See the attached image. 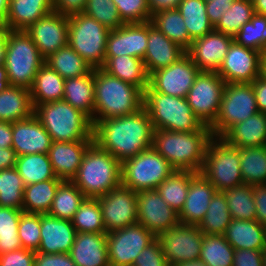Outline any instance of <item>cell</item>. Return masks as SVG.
Here are the masks:
<instances>
[{
  "label": "cell",
  "mask_w": 266,
  "mask_h": 266,
  "mask_svg": "<svg viewBox=\"0 0 266 266\" xmlns=\"http://www.w3.org/2000/svg\"><path fill=\"white\" fill-rule=\"evenodd\" d=\"M133 266H169L157 239L140 252Z\"/></svg>",
  "instance_id": "cell-54"
},
{
  "label": "cell",
  "mask_w": 266,
  "mask_h": 266,
  "mask_svg": "<svg viewBox=\"0 0 266 266\" xmlns=\"http://www.w3.org/2000/svg\"><path fill=\"white\" fill-rule=\"evenodd\" d=\"M45 59L24 30H11L7 43L4 67L10 86L30 89Z\"/></svg>",
  "instance_id": "cell-7"
},
{
  "label": "cell",
  "mask_w": 266,
  "mask_h": 266,
  "mask_svg": "<svg viewBox=\"0 0 266 266\" xmlns=\"http://www.w3.org/2000/svg\"><path fill=\"white\" fill-rule=\"evenodd\" d=\"M153 131L143 107L129 115L97 121L93 125V140L122 163L152 147Z\"/></svg>",
  "instance_id": "cell-1"
},
{
  "label": "cell",
  "mask_w": 266,
  "mask_h": 266,
  "mask_svg": "<svg viewBox=\"0 0 266 266\" xmlns=\"http://www.w3.org/2000/svg\"><path fill=\"white\" fill-rule=\"evenodd\" d=\"M215 193L214 185L201 172H197L191 178L186 201L178 214L180 223L198 226Z\"/></svg>",
  "instance_id": "cell-24"
},
{
  "label": "cell",
  "mask_w": 266,
  "mask_h": 266,
  "mask_svg": "<svg viewBox=\"0 0 266 266\" xmlns=\"http://www.w3.org/2000/svg\"><path fill=\"white\" fill-rule=\"evenodd\" d=\"M94 99V69L82 77L65 79L63 100L82 111L91 120L94 116Z\"/></svg>",
  "instance_id": "cell-33"
},
{
  "label": "cell",
  "mask_w": 266,
  "mask_h": 266,
  "mask_svg": "<svg viewBox=\"0 0 266 266\" xmlns=\"http://www.w3.org/2000/svg\"><path fill=\"white\" fill-rule=\"evenodd\" d=\"M254 12L266 16V0H252Z\"/></svg>",
  "instance_id": "cell-67"
},
{
  "label": "cell",
  "mask_w": 266,
  "mask_h": 266,
  "mask_svg": "<svg viewBox=\"0 0 266 266\" xmlns=\"http://www.w3.org/2000/svg\"><path fill=\"white\" fill-rule=\"evenodd\" d=\"M201 173L219 192L243 185L240 150L222 137L212 136L207 144Z\"/></svg>",
  "instance_id": "cell-8"
},
{
  "label": "cell",
  "mask_w": 266,
  "mask_h": 266,
  "mask_svg": "<svg viewBox=\"0 0 266 266\" xmlns=\"http://www.w3.org/2000/svg\"><path fill=\"white\" fill-rule=\"evenodd\" d=\"M244 184L266 183V145L238 148Z\"/></svg>",
  "instance_id": "cell-42"
},
{
  "label": "cell",
  "mask_w": 266,
  "mask_h": 266,
  "mask_svg": "<svg viewBox=\"0 0 266 266\" xmlns=\"http://www.w3.org/2000/svg\"><path fill=\"white\" fill-rule=\"evenodd\" d=\"M86 198L71 180H62L48 215L59 219L72 220L79 206Z\"/></svg>",
  "instance_id": "cell-38"
},
{
  "label": "cell",
  "mask_w": 266,
  "mask_h": 266,
  "mask_svg": "<svg viewBox=\"0 0 266 266\" xmlns=\"http://www.w3.org/2000/svg\"><path fill=\"white\" fill-rule=\"evenodd\" d=\"M234 37L213 30L192 41L186 51L200 71L217 72Z\"/></svg>",
  "instance_id": "cell-20"
},
{
  "label": "cell",
  "mask_w": 266,
  "mask_h": 266,
  "mask_svg": "<svg viewBox=\"0 0 266 266\" xmlns=\"http://www.w3.org/2000/svg\"><path fill=\"white\" fill-rule=\"evenodd\" d=\"M255 14L252 0H235L214 30L234 37L240 28Z\"/></svg>",
  "instance_id": "cell-46"
},
{
  "label": "cell",
  "mask_w": 266,
  "mask_h": 266,
  "mask_svg": "<svg viewBox=\"0 0 266 266\" xmlns=\"http://www.w3.org/2000/svg\"><path fill=\"white\" fill-rule=\"evenodd\" d=\"M93 142L94 140L52 141L48 155L55 176L62 180H72L77 174L85 152Z\"/></svg>",
  "instance_id": "cell-25"
},
{
  "label": "cell",
  "mask_w": 266,
  "mask_h": 266,
  "mask_svg": "<svg viewBox=\"0 0 266 266\" xmlns=\"http://www.w3.org/2000/svg\"><path fill=\"white\" fill-rule=\"evenodd\" d=\"M263 251L240 249L235 250L233 266H263Z\"/></svg>",
  "instance_id": "cell-57"
},
{
  "label": "cell",
  "mask_w": 266,
  "mask_h": 266,
  "mask_svg": "<svg viewBox=\"0 0 266 266\" xmlns=\"http://www.w3.org/2000/svg\"><path fill=\"white\" fill-rule=\"evenodd\" d=\"M235 0H207L206 14L213 27L219 22L223 14L227 12Z\"/></svg>",
  "instance_id": "cell-58"
},
{
  "label": "cell",
  "mask_w": 266,
  "mask_h": 266,
  "mask_svg": "<svg viewBox=\"0 0 266 266\" xmlns=\"http://www.w3.org/2000/svg\"><path fill=\"white\" fill-rule=\"evenodd\" d=\"M258 112L266 113V80L258 76L252 83Z\"/></svg>",
  "instance_id": "cell-61"
},
{
  "label": "cell",
  "mask_w": 266,
  "mask_h": 266,
  "mask_svg": "<svg viewBox=\"0 0 266 266\" xmlns=\"http://www.w3.org/2000/svg\"><path fill=\"white\" fill-rule=\"evenodd\" d=\"M94 86L92 125L97 121L129 115L143 108L144 92L139 87L108 74L102 68L94 69Z\"/></svg>",
  "instance_id": "cell-3"
},
{
  "label": "cell",
  "mask_w": 266,
  "mask_h": 266,
  "mask_svg": "<svg viewBox=\"0 0 266 266\" xmlns=\"http://www.w3.org/2000/svg\"><path fill=\"white\" fill-rule=\"evenodd\" d=\"M224 236L235 250L266 248V227L256 220L232 219Z\"/></svg>",
  "instance_id": "cell-29"
},
{
  "label": "cell",
  "mask_w": 266,
  "mask_h": 266,
  "mask_svg": "<svg viewBox=\"0 0 266 266\" xmlns=\"http://www.w3.org/2000/svg\"><path fill=\"white\" fill-rule=\"evenodd\" d=\"M234 41L246 48L266 53V16L254 14L234 36Z\"/></svg>",
  "instance_id": "cell-50"
},
{
  "label": "cell",
  "mask_w": 266,
  "mask_h": 266,
  "mask_svg": "<svg viewBox=\"0 0 266 266\" xmlns=\"http://www.w3.org/2000/svg\"><path fill=\"white\" fill-rule=\"evenodd\" d=\"M33 114L51 136L52 141L93 140L91 119L65 100L37 105Z\"/></svg>",
  "instance_id": "cell-5"
},
{
  "label": "cell",
  "mask_w": 266,
  "mask_h": 266,
  "mask_svg": "<svg viewBox=\"0 0 266 266\" xmlns=\"http://www.w3.org/2000/svg\"><path fill=\"white\" fill-rule=\"evenodd\" d=\"M186 54L178 44L168 39L148 21L147 49L143 58L148 75L168 67Z\"/></svg>",
  "instance_id": "cell-23"
},
{
  "label": "cell",
  "mask_w": 266,
  "mask_h": 266,
  "mask_svg": "<svg viewBox=\"0 0 266 266\" xmlns=\"http://www.w3.org/2000/svg\"><path fill=\"white\" fill-rule=\"evenodd\" d=\"M87 0H52L53 11L59 14L70 16L83 13Z\"/></svg>",
  "instance_id": "cell-60"
},
{
  "label": "cell",
  "mask_w": 266,
  "mask_h": 266,
  "mask_svg": "<svg viewBox=\"0 0 266 266\" xmlns=\"http://www.w3.org/2000/svg\"><path fill=\"white\" fill-rule=\"evenodd\" d=\"M10 32L8 24L5 21H0V66L5 62L6 43Z\"/></svg>",
  "instance_id": "cell-65"
},
{
  "label": "cell",
  "mask_w": 266,
  "mask_h": 266,
  "mask_svg": "<svg viewBox=\"0 0 266 266\" xmlns=\"http://www.w3.org/2000/svg\"><path fill=\"white\" fill-rule=\"evenodd\" d=\"M151 23L168 39L187 51L192 44L183 17L178 9L159 11L152 15Z\"/></svg>",
  "instance_id": "cell-37"
},
{
  "label": "cell",
  "mask_w": 266,
  "mask_h": 266,
  "mask_svg": "<svg viewBox=\"0 0 266 266\" xmlns=\"http://www.w3.org/2000/svg\"><path fill=\"white\" fill-rule=\"evenodd\" d=\"M34 266H76L69 253L35 252Z\"/></svg>",
  "instance_id": "cell-56"
},
{
  "label": "cell",
  "mask_w": 266,
  "mask_h": 266,
  "mask_svg": "<svg viewBox=\"0 0 266 266\" xmlns=\"http://www.w3.org/2000/svg\"><path fill=\"white\" fill-rule=\"evenodd\" d=\"M83 13L100 22L109 30H115L124 25L117 6L112 0H87Z\"/></svg>",
  "instance_id": "cell-51"
},
{
  "label": "cell",
  "mask_w": 266,
  "mask_h": 266,
  "mask_svg": "<svg viewBox=\"0 0 266 266\" xmlns=\"http://www.w3.org/2000/svg\"><path fill=\"white\" fill-rule=\"evenodd\" d=\"M40 55L46 59L68 44V16L51 11L26 30Z\"/></svg>",
  "instance_id": "cell-18"
},
{
  "label": "cell",
  "mask_w": 266,
  "mask_h": 266,
  "mask_svg": "<svg viewBox=\"0 0 266 266\" xmlns=\"http://www.w3.org/2000/svg\"><path fill=\"white\" fill-rule=\"evenodd\" d=\"M15 168L25 186L56 177L51 166L49 155L44 153L18 156Z\"/></svg>",
  "instance_id": "cell-41"
},
{
  "label": "cell",
  "mask_w": 266,
  "mask_h": 266,
  "mask_svg": "<svg viewBox=\"0 0 266 266\" xmlns=\"http://www.w3.org/2000/svg\"><path fill=\"white\" fill-rule=\"evenodd\" d=\"M121 162L93 142L72 182L87 198H97L121 185Z\"/></svg>",
  "instance_id": "cell-4"
},
{
  "label": "cell",
  "mask_w": 266,
  "mask_h": 266,
  "mask_svg": "<svg viewBox=\"0 0 266 266\" xmlns=\"http://www.w3.org/2000/svg\"><path fill=\"white\" fill-rule=\"evenodd\" d=\"M76 233L71 220L41 214V241L38 252L69 253Z\"/></svg>",
  "instance_id": "cell-26"
},
{
  "label": "cell",
  "mask_w": 266,
  "mask_h": 266,
  "mask_svg": "<svg viewBox=\"0 0 266 266\" xmlns=\"http://www.w3.org/2000/svg\"><path fill=\"white\" fill-rule=\"evenodd\" d=\"M10 0H0V21H5L9 11Z\"/></svg>",
  "instance_id": "cell-68"
},
{
  "label": "cell",
  "mask_w": 266,
  "mask_h": 266,
  "mask_svg": "<svg viewBox=\"0 0 266 266\" xmlns=\"http://www.w3.org/2000/svg\"><path fill=\"white\" fill-rule=\"evenodd\" d=\"M65 79L48 64L38 70L30 88L33 108L44 103L63 100Z\"/></svg>",
  "instance_id": "cell-34"
},
{
  "label": "cell",
  "mask_w": 266,
  "mask_h": 266,
  "mask_svg": "<svg viewBox=\"0 0 266 266\" xmlns=\"http://www.w3.org/2000/svg\"><path fill=\"white\" fill-rule=\"evenodd\" d=\"M231 221L232 217L225 195L223 192L216 191L204 218L197 227L207 235H224Z\"/></svg>",
  "instance_id": "cell-43"
},
{
  "label": "cell",
  "mask_w": 266,
  "mask_h": 266,
  "mask_svg": "<svg viewBox=\"0 0 266 266\" xmlns=\"http://www.w3.org/2000/svg\"><path fill=\"white\" fill-rule=\"evenodd\" d=\"M204 233L196 225L179 223L156 236L169 266L200 257Z\"/></svg>",
  "instance_id": "cell-14"
},
{
  "label": "cell",
  "mask_w": 266,
  "mask_h": 266,
  "mask_svg": "<svg viewBox=\"0 0 266 266\" xmlns=\"http://www.w3.org/2000/svg\"><path fill=\"white\" fill-rule=\"evenodd\" d=\"M124 24L151 21L147 0H112Z\"/></svg>",
  "instance_id": "cell-53"
},
{
  "label": "cell",
  "mask_w": 266,
  "mask_h": 266,
  "mask_svg": "<svg viewBox=\"0 0 266 266\" xmlns=\"http://www.w3.org/2000/svg\"><path fill=\"white\" fill-rule=\"evenodd\" d=\"M53 11L52 0H10L5 22L11 30H26Z\"/></svg>",
  "instance_id": "cell-31"
},
{
  "label": "cell",
  "mask_w": 266,
  "mask_h": 266,
  "mask_svg": "<svg viewBox=\"0 0 266 266\" xmlns=\"http://www.w3.org/2000/svg\"><path fill=\"white\" fill-rule=\"evenodd\" d=\"M69 255L76 266H110L107 233L77 232Z\"/></svg>",
  "instance_id": "cell-27"
},
{
  "label": "cell",
  "mask_w": 266,
  "mask_h": 266,
  "mask_svg": "<svg viewBox=\"0 0 266 266\" xmlns=\"http://www.w3.org/2000/svg\"><path fill=\"white\" fill-rule=\"evenodd\" d=\"M102 69L118 79L139 87L149 86V75L142 59L133 56H105Z\"/></svg>",
  "instance_id": "cell-30"
},
{
  "label": "cell",
  "mask_w": 266,
  "mask_h": 266,
  "mask_svg": "<svg viewBox=\"0 0 266 266\" xmlns=\"http://www.w3.org/2000/svg\"><path fill=\"white\" fill-rule=\"evenodd\" d=\"M258 112L251 83H227L224 87L219 112L210 126L212 136L221 137L231 126Z\"/></svg>",
  "instance_id": "cell-11"
},
{
  "label": "cell",
  "mask_w": 266,
  "mask_h": 266,
  "mask_svg": "<svg viewBox=\"0 0 266 266\" xmlns=\"http://www.w3.org/2000/svg\"><path fill=\"white\" fill-rule=\"evenodd\" d=\"M41 214L23 212L19 219L18 236L22 248L38 251L41 241Z\"/></svg>",
  "instance_id": "cell-52"
},
{
  "label": "cell",
  "mask_w": 266,
  "mask_h": 266,
  "mask_svg": "<svg viewBox=\"0 0 266 266\" xmlns=\"http://www.w3.org/2000/svg\"><path fill=\"white\" fill-rule=\"evenodd\" d=\"M25 184L17 169L0 170V207L23 208Z\"/></svg>",
  "instance_id": "cell-48"
},
{
  "label": "cell",
  "mask_w": 266,
  "mask_h": 266,
  "mask_svg": "<svg viewBox=\"0 0 266 266\" xmlns=\"http://www.w3.org/2000/svg\"><path fill=\"white\" fill-rule=\"evenodd\" d=\"M121 185L135 192L156 189L175 169L153 147L121 163Z\"/></svg>",
  "instance_id": "cell-10"
},
{
  "label": "cell",
  "mask_w": 266,
  "mask_h": 266,
  "mask_svg": "<svg viewBox=\"0 0 266 266\" xmlns=\"http://www.w3.org/2000/svg\"><path fill=\"white\" fill-rule=\"evenodd\" d=\"M23 210L0 207V255L22 248L18 236L19 219Z\"/></svg>",
  "instance_id": "cell-49"
},
{
  "label": "cell",
  "mask_w": 266,
  "mask_h": 266,
  "mask_svg": "<svg viewBox=\"0 0 266 266\" xmlns=\"http://www.w3.org/2000/svg\"><path fill=\"white\" fill-rule=\"evenodd\" d=\"M62 179L55 177L25 186L23 193V212L48 214Z\"/></svg>",
  "instance_id": "cell-35"
},
{
  "label": "cell",
  "mask_w": 266,
  "mask_h": 266,
  "mask_svg": "<svg viewBox=\"0 0 266 266\" xmlns=\"http://www.w3.org/2000/svg\"><path fill=\"white\" fill-rule=\"evenodd\" d=\"M211 137V129L207 125L198 131L191 132L154 129L152 147L175 170L201 172L205 151Z\"/></svg>",
  "instance_id": "cell-2"
},
{
  "label": "cell",
  "mask_w": 266,
  "mask_h": 266,
  "mask_svg": "<svg viewBox=\"0 0 266 266\" xmlns=\"http://www.w3.org/2000/svg\"><path fill=\"white\" fill-rule=\"evenodd\" d=\"M225 85L217 72L200 71L188 91V104L204 125L210 127L215 122Z\"/></svg>",
  "instance_id": "cell-12"
},
{
  "label": "cell",
  "mask_w": 266,
  "mask_h": 266,
  "mask_svg": "<svg viewBox=\"0 0 266 266\" xmlns=\"http://www.w3.org/2000/svg\"><path fill=\"white\" fill-rule=\"evenodd\" d=\"M68 22V44L92 69L102 68L110 30L84 13L68 16Z\"/></svg>",
  "instance_id": "cell-9"
},
{
  "label": "cell",
  "mask_w": 266,
  "mask_h": 266,
  "mask_svg": "<svg viewBox=\"0 0 266 266\" xmlns=\"http://www.w3.org/2000/svg\"><path fill=\"white\" fill-rule=\"evenodd\" d=\"M148 40V21L124 24L110 30L105 56H133L143 60Z\"/></svg>",
  "instance_id": "cell-21"
},
{
  "label": "cell",
  "mask_w": 266,
  "mask_h": 266,
  "mask_svg": "<svg viewBox=\"0 0 266 266\" xmlns=\"http://www.w3.org/2000/svg\"><path fill=\"white\" fill-rule=\"evenodd\" d=\"M196 173L187 170H174L156 188L162 199L178 214L186 201L191 178Z\"/></svg>",
  "instance_id": "cell-36"
},
{
  "label": "cell",
  "mask_w": 266,
  "mask_h": 266,
  "mask_svg": "<svg viewBox=\"0 0 266 266\" xmlns=\"http://www.w3.org/2000/svg\"><path fill=\"white\" fill-rule=\"evenodd\" d=\"M52 139L33 114L25 120L12 123V148L21 155L49 153Z\"/></svg>",
  "instance_id": "cell-22"
},
{
  "label": "cell",
  "mask_w": 266,
  "mask_h": 266,
  "mask_svg": "<svg viewBox=\"0 0 266 266\" xmlns=\"http://www.w3.org/2000/svg\"><path fill=\"white\" fill-rule=\"evenodd\" d=\"M35 252L24 248L0 255V266H34Z\"/></svg>",
  "instance_id": "cell-55"
},
{
  "label": "cell",
  "mask_w": 266,
  "mask_h": 266,
  "mask_svg": "<svg viewBox=\"0 0 266 266\" xmlns=\"http://www.w3.org/2000/svg\"><path fill=\"white\" fill-rule=\"evenodd\" d=\"M143 107L154 129L191 132L205 126L193 113L186 98L165 95L150 86L144 90Z\"/></svg>",
  "instance_id": "cell-6"
},
{
  "label": "cell",
  "mask_w": 266,
  "mask_h": 266,
  "mask_svg": "<svg viewBox=\"0 0 266 266\" xmlns=\"http://www.w3.org/2000/svg\"><path fill=\"white\" fill-rule=\"evenodd\" d=\"M137 218L138 223L155 236L180 223L178 213L162 199L156 189L137 192Z\"/></svg>",
  "instance_id": "cell-17"
},
{
  "label": "cell",
  "mask_w": 266,
  "mask_h": 266,
  "mask_svg": "<svg viewBox=\"0 0 266 266\" xmlns=\"http://www.w3.org/2000/svg\"><path fill=\"white\" fill-rule=\"evenodd\" d=\"M107 233L136 224L137 192L122 185L97 197Z\"/></svg>",
  "instance_id": "cell-15"
},
{
  "label": "cell",
  "mask_w": 266,
  "mask_h": 266,
  "mask_svg": "<svg viewBox=\"0 0 266 266\" xmlns=\"http://www.w3.org/2000/svg\"><path fill=\"white\" fill-rule=\"evenodd\" d=\"M262 53L233 41L217 73L227 83H252L260 76Z\"/></svg>",
  "instance_id": "cell-19"
},
{
  "label": "cell",
  "mask_w": 266,
  "mask_h": 266,
  "mask_svg": "<svg viewBox=\"0 0 266 266\" xmlns=\"http://www.w3.org/2000/svg\"><path fill=\"white\" fill-rule=\"evenodd\" d=\"M156 236L140 223L107 233L110 266H133L137 256Z\"/></svg>",
  "instance_id": "cell-13"
},
{
  "label": "cell",
  "mask_w": 266,
  "mask_h": 266,
  "mask_svg": "<svg viewBox=\"0 0 266 266\" xmlns=\"http://www.w3.org/2000/svg\"><path fill=\"white\" fill-rule=\"evenodd\" d=\"M17 155L12 147L0 149V170L14 168Z\"/></svg>",
  "instance_id": "cell-63"
},
{
  "label": "cell",
  "mask_w": 266,
  "mask_h": 266,
  "mask_svg": "<svg viewBox=\"0 0 266 266\" xmlns=\"http://www.w3.org/2000/svg\"><path fill=\"white\" fill-rule=\"evenodd\" d=\"M71 221L76 232L107 233L97 198H86Z\"/></svg>",
  "instance_id": "cell-47"
},
{
  "label": "cell",
  "mask_w": 266,
  "mask_h": 266,
  "mask_svg": "<svg viewBox=\"0 0 266 266\" xmlns=\"http://www.w3.org/2000/svg\"><path fill=\"white\" fill-rule=\"evenodd\" d=\"M234 253L224 235L204 234L199 259L207 266H233Z\"/></svg>",
  "instance_id": "cell-44"
},
{
  "label": "cell",
  "mask_w": 266,
  "mask_h": 266,
  "mask_svg": "<svg viewBox=\"0 0 266 266\" xmlns=\"http://www.w3.org/2000/svg\"><path fill=\"white\" fill-rule=\"evenodd\" d=\"M262 265L266 266V248L263 250Z\"/></svg>",
  "instance_id": "cell-71"
},
{
  "label": "cell",
  "mask_w": 266,
  "mask_h": 266,
  "mask_svg": "<svg viewBox=\"0 0 266 266\" xmlns=\"http://www.w3.org/2000/svg\"><path fill=\"white\" fill-rule=\"evenodd\" d=\"M184 20L192 41L214 30L206 14L205 0H182L177 8Z\"/></svg>",
  "instance_id": "cell-40"
},
{
  "label": "cell",
  "mask_w": 266,
  "mask_h": 266,
  "mask_svg": "<svg viewBox=\"0 0 266 266\" xmlns=\"http://www.w3.org/2000/svg\"><path fill=\"white\" fill-rule=\"evenodd\" d=\"M30 89L9 86L0 93V121L14 123L33 115Z\"/></svg>",
  "instance_id": "cell-32"
},
{
  "label": "cell",
  "mask_w": 266,
  "mask_h": 266,
  "mask_svg": "<svg viewBox=\"0 0 266 266\" xmlns=\"http://www.w3.org/2000/svg\"><path fill=\"white\" fill-rule=\"evenodd\" d=\"M221 137L237 148L266 145V113L257 112L234 124Z\"/></svg>",
  "instance_id": "cell-28"
},
{
  "label": "cell",
  "mask_w": 266,
  "mask_h": 266,
  "mask_svg": "<svg viewBox=\"0 0 266 266\" xmlns=\"http://www.w3.org/2000/svg\"><path fill=\"white\" fill-rule=\"evenodd\" d=\"M182 0H147L151 16L159 11L177 9Z\"/></svg>",
  "instance_id": "cell-62"
},
{
  "label": "cell",
  "mask_w": 266,
  "mask_h": 266,
  "mask_svg": "<svg viewBox=\"0 0 266 266\" xmlns=\"http://www.w3.org/2000/svg\"><path fill=\"white\" fill-rule=\"evenodd\" d=\"M199 72V68L186 53L177 62L153 72L149 76V86L165 95L186 98Z\"/></svg>",
  "instance_id": "cell-16"
},
{
  "label": "cell",
  "mask_w": 266,
  "mask_h": 266,
  "mask_svg": "<svg viewBox=\"0 0 266 266\" xmlns=\"http://www.w3.org/2000/svg\"><path fill=\"white\" fill-rule=\"evenodd\" d=\"M232 219L256 220L252 185L243 184L223 191Z\"/></svg>",
  "instance_id": "cell-45"
},
{
  "label": "cell",
  "mask_w": 266,
  "mask_h": 266,
  "mask_svg": "<svg viewBox=\"0 0 266 266\" xmlns=\"http://www.w3.org/2000/svg\"><path fill=\"white\" fill-rule=\"evenodd\" d=\"M172 266H207L201 259L179 262Z\"/></svg>",
  "instance_id": "cell-69"
},
{
  "label": "cell",
  "mask_w": 266,
  "mask_h": 266,
  "mask_svg": "<svg viewBox=\"0 0 266 266\" xmlns=\"http://www.w3.org/2000/svg\"><path fill=\"white\" fill-rule=\"evenodd\" d=\"M10 86L4 65L0 66V93Z\"/></svg>",
  "instance_id": "cell-66"
},
{
  "label": "cell",
  "mask_w": 266,
  "mask_h": 266,
  "mask_svg": "<svg viewBox=\"0 0 266 266\" xmlns=\"http://www.w3.org/2000/svg\"><path fill=\"white\" fill-rule=\"evenodd\" d=\"M45 63L64 79L82 77L92 70L69 44L51 54L45 59Z\"/></svg>",
  "instance_id": "cell-39"
},
{
  "label": "cell",
  "mask_w": 266,
  "mask_h": 266,
  "mask_svg": "<svg viewBox=\"0 0 266 266\" xmlns=\"http://www.w3.org/2000/svg\"><path fill=\"white\" fill-rule=\"evenodd\" d=\"M260 77L266 80V53L262 54L260 60Z\"/></svg>",
  "instance_id": "cell-70"
},
{
  "label": "cell",
  "mask_w": 266,
  "mask_h": 266,
  "mask_svg": "<svg viewBox=\"0 0 266 266\" xmlns=\"http://www.w3.org/2000/svg\"><path fill=\"white\" fill-rule=\"evenodd\" d=\"M12 147V123L0 121V149Z\"/></svg>",
  "instance_id": "cell-64"
},
{
  "label": "cell",
  "mask_w": 266,
  "mask_h": 266,
  "mask_svg": "<svg viewBox=\"0 0 266 266\" xmlns=\"http://www.w3.org/2000/svg\"><path fill=\"white\" fill-rule=\"evenodd\" d=\"M256 207V221L266 227V183L252 185Z\"/></svg>",
  "instance_id": "cell-59"
}]
</instances>
